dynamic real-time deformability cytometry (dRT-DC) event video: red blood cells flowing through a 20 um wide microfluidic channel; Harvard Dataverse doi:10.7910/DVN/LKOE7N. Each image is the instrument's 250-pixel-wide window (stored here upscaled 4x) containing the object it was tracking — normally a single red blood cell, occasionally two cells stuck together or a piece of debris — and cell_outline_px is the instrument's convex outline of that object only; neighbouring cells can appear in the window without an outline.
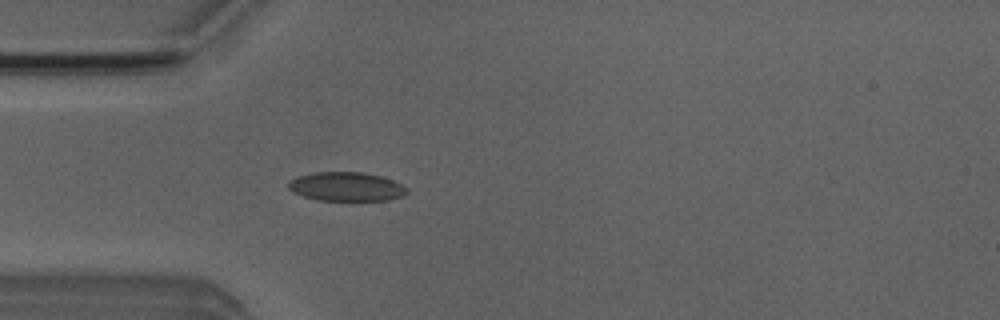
{"species": "Egyptian fruit bat (a non-hibernating species)", "species_latin": "Rousettus aegyptiacus", "temperature_condition": "room temperature", "stored_images_in_passage": 5, "camera_frame_rate_fps": 3000, "um_per_image_px": 0.085, "animal": {"sex": "male"}, "frame": {"image": 1, "passage_image": 5, "time_ms": 4.667, "image_size_px": [1000, 320], "cell_outline_px": [[408, 192], [404, 196], [388, 200], [316, 200], [292, 192], [288, 188], [288, 184], [292, 180], [300, 176], [312, 172], [364, 172], [380, 176], [392, 180], [408, 188]], "centroid_in_image_um": [29.46, 15.86], "position_along_channel_um": 55.5, "area_um2": 19.94}}